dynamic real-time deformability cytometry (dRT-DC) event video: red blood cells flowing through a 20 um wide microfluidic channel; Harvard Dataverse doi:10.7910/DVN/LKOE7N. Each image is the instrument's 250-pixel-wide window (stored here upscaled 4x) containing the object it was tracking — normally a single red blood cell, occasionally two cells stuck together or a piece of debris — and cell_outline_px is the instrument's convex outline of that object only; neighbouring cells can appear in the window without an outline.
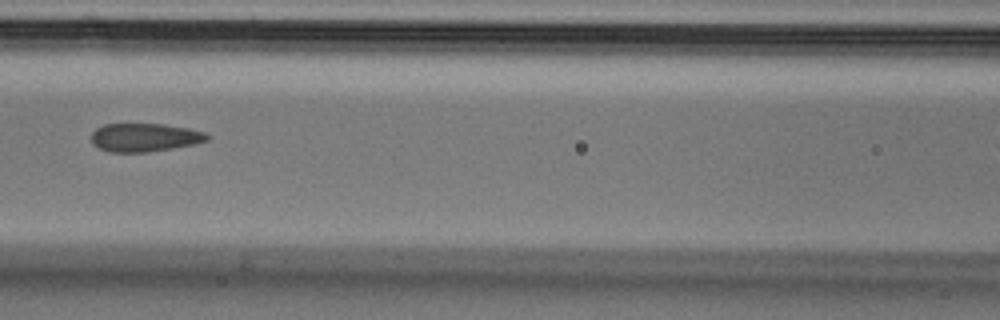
{"species": "Egyptian fruit bat (a non-hibernating species)", "species_latin": "Rousettus aegyptiacus", "temperature_condition": "cold", "stored_images_in_passage": 6, "camera_frame_rate_fps": 3000, "um_per_image_px": 0.085, "animal": {"sex": "male"}, "frame": {"image": 1, "passage_image": 6, "time_ms": 1.667, "image_size_px": [1000, 320], "cell_outline_px": [[212, 136], [208, 140], [196, 144], [148, 152], [108, 152], [92, 144], [92, 132], [96, 128], [104, 124], [164, 124], [188, 128], [204, 132]], "centroid_in_image_um": [12.31, 11.68], "position_along_channel_um": 154.3, "area_um2": 19.25}}